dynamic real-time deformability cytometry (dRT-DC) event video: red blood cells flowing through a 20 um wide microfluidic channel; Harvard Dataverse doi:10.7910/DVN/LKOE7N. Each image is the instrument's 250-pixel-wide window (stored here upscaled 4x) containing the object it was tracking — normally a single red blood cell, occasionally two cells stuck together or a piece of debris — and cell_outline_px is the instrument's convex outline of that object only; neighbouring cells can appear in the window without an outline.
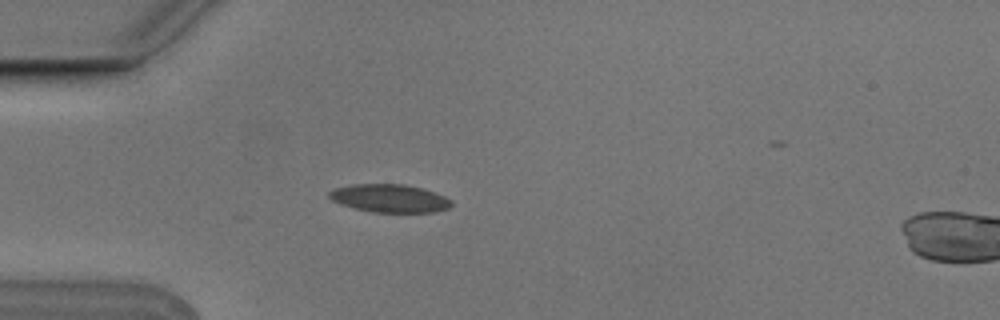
{"species": "Egyptian fruit bat (a non-hibernating species)", "species_latin": "Rousettus aegyptiacus", "temperature_condition": "cold", "stored_images_in_passage": 5, "camera_frame_rate_fps": 3000, "um_per_image_px": 0.085, "animal": {"sex": "male"}, "frame": {"image": 1, "passage_image": 4, "time_ms": 1.0, "image_size_px": [1000, 320], "cell_outline_px": [[452, 204], [448, 208], [436, 212], [372, 212], [352, 208], [340, 204], [332, 200], [328, 196], [328, 192], [336, 188], [352, 184], [404, 184], [420, 188], [444, 196], [452, 200]], "centroid_in_image_um": [33.09, 16.86], "position_along_channel_um": 51.9, "area_um2": 19.94}}